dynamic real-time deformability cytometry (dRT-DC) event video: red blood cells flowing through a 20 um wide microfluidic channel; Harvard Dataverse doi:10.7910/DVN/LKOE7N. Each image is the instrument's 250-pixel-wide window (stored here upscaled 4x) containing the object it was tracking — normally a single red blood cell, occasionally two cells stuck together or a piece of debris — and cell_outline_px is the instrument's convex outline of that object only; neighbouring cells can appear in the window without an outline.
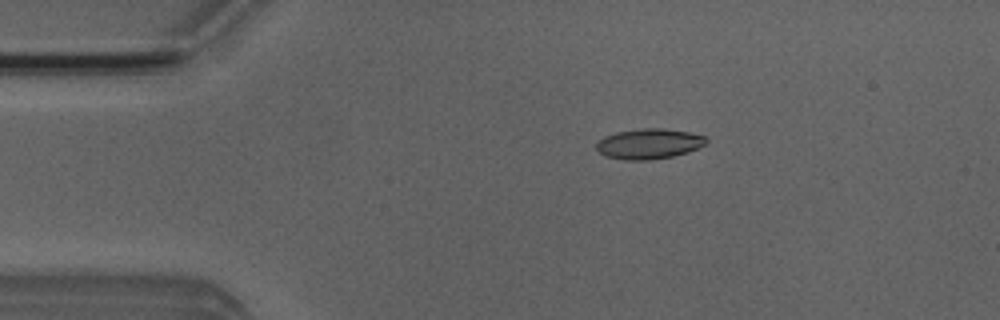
{"species": "Egyptian fruit bat (a non-hibernating species)", "species_latin": "Rousettus aegyptiacus", "temperature_condition": "room temperature", "stored_images_in_passage": 5, "camera_frame_rate_fps": 3000, "um_per_image_px": 0.085, "animal": {"sex": "male"}, "frame": {"image": 1, "passage_image": 3, "time_ms": 2.0, "image_size_px": [1000, 320], "cell_outline_px": [[708, 140], [704, 144], [688, 152], [672, 156], [648, 160], [624, 160], [608, 156], [600, 152], [596, 148], [596, 144], [604, 136], [616, 132], [644, 128], [664, 128], [688, 132], [704, 136]], "centroid_in_image_um": [55.15, 12.22], "position_along_channel_um": 29.8, "area_um2": 19.13}}
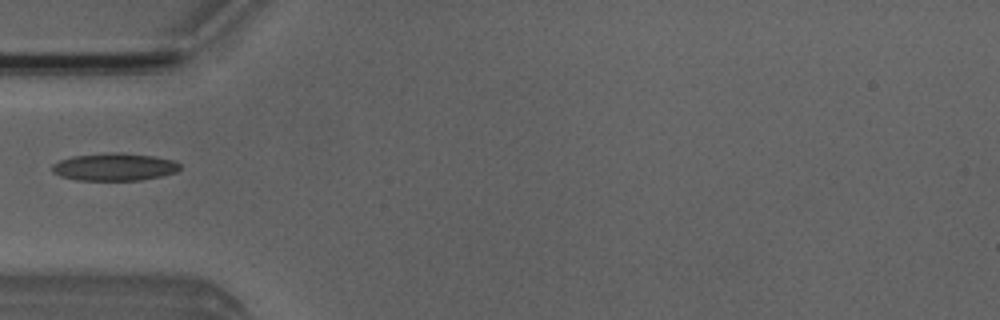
{"frame": {"image": 2, "passage_image": 5, "time_ms": 4.333, "image_size_px": [1000, 320], "cell_outline_px": [[180, 168], [176, 172], [160, 176], [140, 180], [76, 180], [60, 176], [52, 172], [52, 164], [60, 160], [72, 156], [108, 152], [116, 152], [156, 156], [176, 160], [180, 164]], "centroid_in_image_um": [9.73, 14.18], "position_along_channel_um": 75.3, "area_um2": 20.69}}